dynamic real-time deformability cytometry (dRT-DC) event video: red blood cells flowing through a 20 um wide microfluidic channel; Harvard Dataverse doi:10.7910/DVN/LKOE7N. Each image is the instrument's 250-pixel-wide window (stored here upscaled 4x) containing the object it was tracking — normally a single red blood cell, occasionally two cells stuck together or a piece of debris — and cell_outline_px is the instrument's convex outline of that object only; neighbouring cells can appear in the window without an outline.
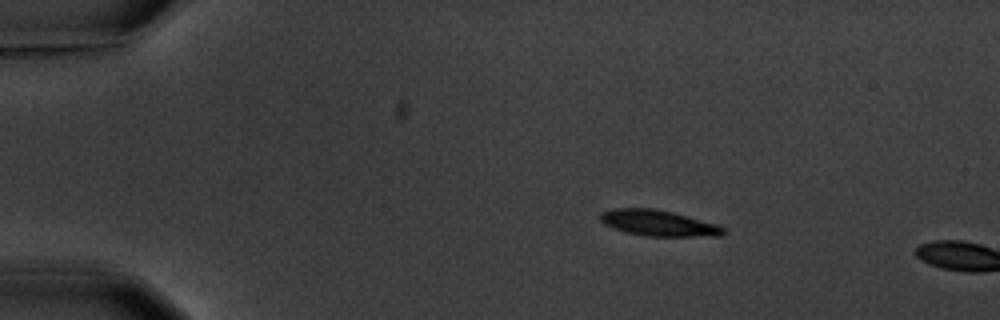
{"species": "common noctule bat (a hibernating species)", "species_latin": "Nyctalus noctula", "temperature_condition": "warm", "stored_images_in_passage": 3, "camera_frame_rate_fps": 3000, "um_per_image_px": 0.085, "animal": {"sex": "male", "body_mass_g": 20.1, "forearm_length_mm": 53.5}, "frame": {"image": 1, "passage_image": 2, "time_ms": 2.333, "image_size_px": [1000, 320], "cell_outline_px": [[728, 232], [724, 236], [648, 236], [624, 232], [604, 224], [600, 220], [600, 212], [612, 208], [656, 208], [672, 212], [716, 224], [724, 228]], "centroid_in_image_um": [55.96, 18.96], "position_along_channel_um": 29.0, "area_um2": 18.67}}